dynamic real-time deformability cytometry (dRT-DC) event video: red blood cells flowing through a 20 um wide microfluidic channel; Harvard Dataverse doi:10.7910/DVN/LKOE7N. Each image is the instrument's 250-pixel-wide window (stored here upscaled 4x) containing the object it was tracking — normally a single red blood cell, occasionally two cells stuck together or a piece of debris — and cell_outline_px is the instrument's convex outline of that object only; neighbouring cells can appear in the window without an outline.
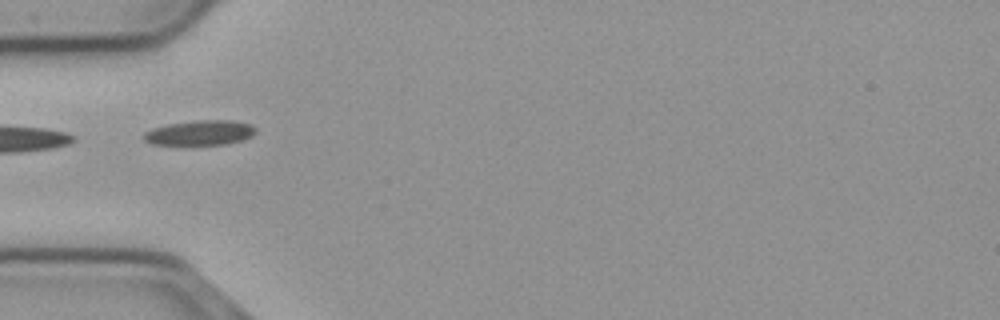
{"species": "common noctule bat (a hibernating species)", "species_latin": "Nyctalus noctula", "temperature_condition": "cold", "stored_images_in_passage": 4, "camera_frame_rate_fps": 3000, "um_per_image_px": 0.085, "animal": {"sex": "male", "body_mass_g": 23.1, "forearm_length_mm": 52.7}, "frame": {"image": 1, "passage_image": 2, "time_ms": 0.333, "image_size_px": [1000, 320], "cell_outline_px": [[256, 132], [252, 136], [244, 140], [228, 144], [152, 144], [144, 140], [144, 132], [152, 128], [168, 124], [196, 120], [232, 120], [252, 124], [256, 128]], "centroid_in_image_um": [17.05, 11.27], "position_along_channel_um": 67.9, "area_um2": 16.3}}